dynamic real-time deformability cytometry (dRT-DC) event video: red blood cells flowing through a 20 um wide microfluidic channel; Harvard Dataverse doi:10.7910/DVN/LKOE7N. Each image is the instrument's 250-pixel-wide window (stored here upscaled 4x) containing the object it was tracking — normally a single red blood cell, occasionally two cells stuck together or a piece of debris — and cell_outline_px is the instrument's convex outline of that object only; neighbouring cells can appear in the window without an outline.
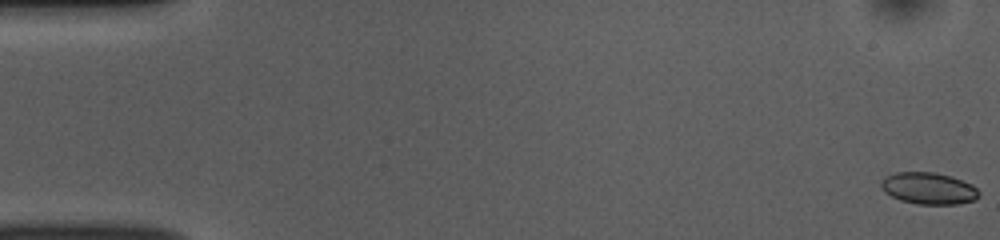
{"species": "common noctule bat (a hibernating species)", "species_latin": "Nyctalus noctula", "temperature_condition": "room temperature", "stored_images_in_passage": 52, "camera_frame_rate_fps": 3000, "um_per_image_px": 0.085, "animal": {"sex": "female", "body_mass_g": 10.0, "forearm_length_mm": 53.1}, "frame": {"image": 1, "passage_image": 1, "time_ms": 0.0, "image_size_px": [1000, 240], "cell_outline_px": [[980, 196], [976, 200], [956, 204], [916, 204], [900, 200], [884, 192], [880, 188], [880, 180], [884, 176], [896, 172], [936, 172], [952, 176], [972, 184], [980, 192]], "centroid_in_image_um": [78.92, 16.0], "position_along_channel_um": 6.1, "area_um2": 18.44}}
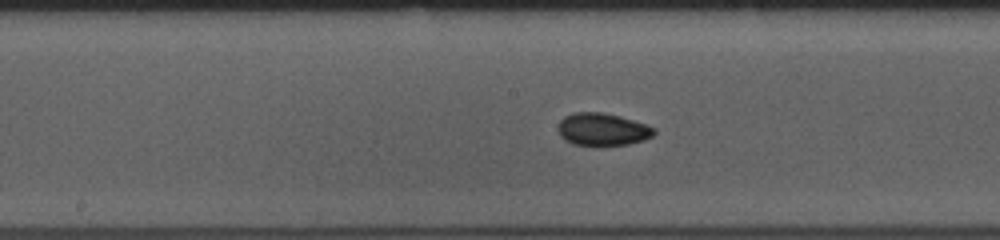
{"frame": {"image": 2, "passage_image": 27, "time_ms": 8.667, "image_size_px": [1000, 240], "cell_outline_px": [[656, 132], [652, 136], [644, 140], [628, 144], [572, 144], [564, 140], [560, 136], [560, 120], [564, 116], [572, 112], [604, 112], [620, 116], [656, 128]], "centroid_in_image_um": [51.22, 10.97], "position_along_channel_um": 197.0, "area_um2": 17.92}}
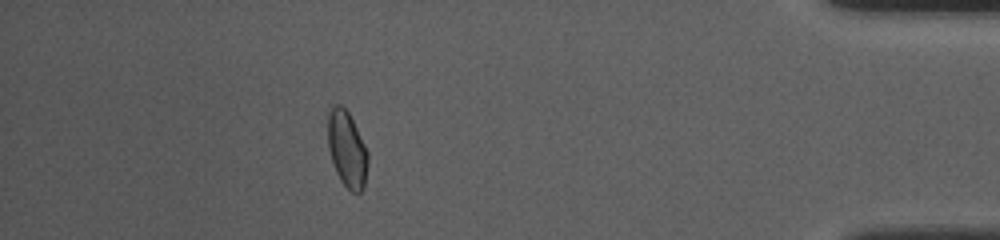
{"frame": {"image": 3, "passage_image": 47, "time_ms": 15.333, "image_size_px": [1000, 240], "cell_outline_px": [[368, 164], [364, 188], [360, 192], [352, 192], [340, 180], [336, 172], [328, 148], [328, 112], [332, 104], [340, 104], [348, 112], [368, 152]], "centroid_in_image_um": [29.49, 12.68], "position_along_channel_um": 405.7, "area_um2": 17.69}, "authors_computed_cell_mechanics": {"area_um2": 18.0047, "velocity_mm_per_s": 3.8488, "shape_relaxation_time_tau1_ms": 4.9548, "shape_relaxation_time_tau2_ms": 2.1085, "deformation_change_tau1": 0.0759, "deformation_change_tau2": 0.0469}}